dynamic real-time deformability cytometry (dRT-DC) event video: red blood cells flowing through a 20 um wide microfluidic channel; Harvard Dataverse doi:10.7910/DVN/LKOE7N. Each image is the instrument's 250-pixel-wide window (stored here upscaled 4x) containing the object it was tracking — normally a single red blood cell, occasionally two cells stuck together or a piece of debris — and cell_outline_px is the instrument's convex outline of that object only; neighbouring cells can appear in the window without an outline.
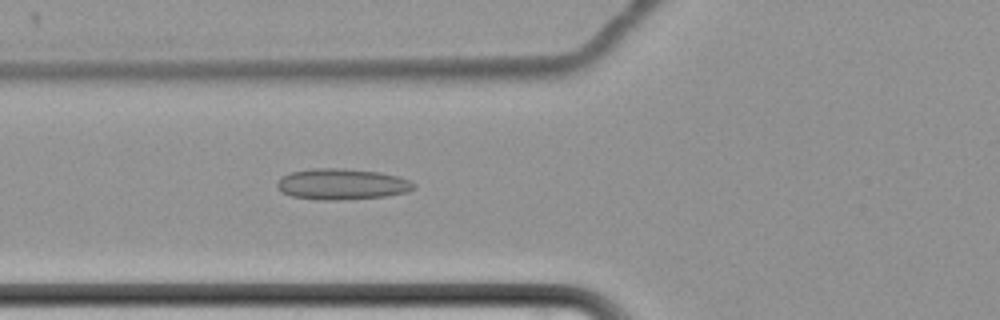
{"species": "common noctule bat (a hibernating species)", "species_latin": "Nyctalus noctula", "temperature_condition": "cold", "stored_images_in_passage": 64, "camera_frame_rate_fps": 3000, "um_per_image_px": 0.085, "animal": {"sex": "female", "body_mass_g": 22.7, "forearm_length_mm": 54.2}, "frame": {"image": 1, "passage_image": 27, "time_ms": 8.667, "image_size_px": [1000, 320], "cell_outline_px": [[416, 188], [408, 192], [384, 196], [340, 200], [320, 200], [292, 196], [280, 192], [276, 188], [276, 180], [280, 176], [288, 172], [312, 168], [344, 168], [380, 172], [400, 176], [416, 184]], "centroid_in_image_um": [29.02, 15.64], "position_along_channel_um": 96.8, "area_um2": 25.14}}
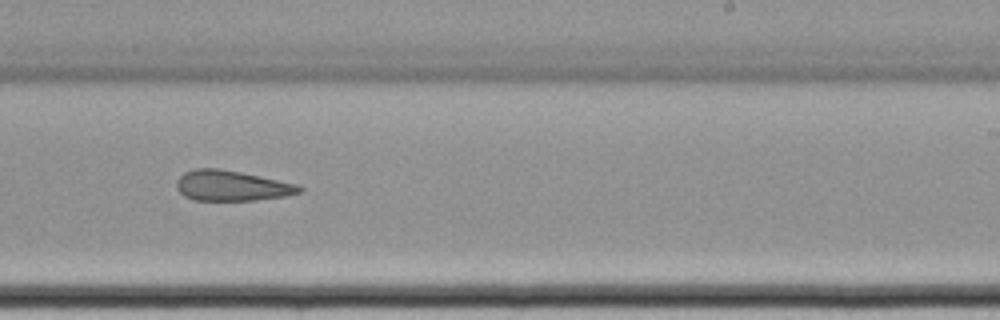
{"frame": {"image": 2, "passage_image": 42, "time_ms": 13.667, "image_size_px": [1000, 320], "cell_outline_px": [[304, 192], [288, 196], [256, 200], [192, 200], [184, 196], [176, 188], [176, 180], [184, 172], [196, 168], [220, 168], [260, 176], [296, 184], [304, 188]], "centroid_in_image_um": [19.7, 15.79], "position_along_channel_um": 269.3, "area_um2": 21.91}}
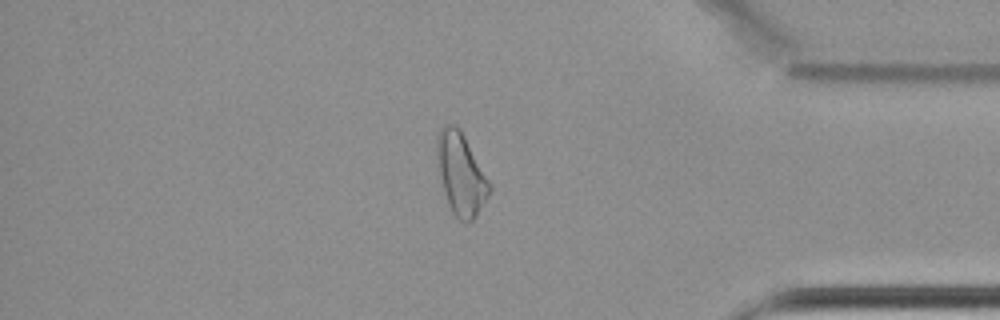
{"frame": {"image": 3, "passage_image": 55, "time_ms": 18.0, "image_size_px": [1000, 320], "cell_outline_px": [[492, 188], [488, 196], [476, 216], [472, 220], [464, 224], [452, 212], [448, 204], [444, 192], [440, 176], [436, 148], [436, 136], [440, 128], [444, 124], [456, 124], [460, 128], [488, 180]], "centroid_in_image_um": [39.16, 14.77], "position_along_channel_um": 396.0, "area_um2": 24.85}}